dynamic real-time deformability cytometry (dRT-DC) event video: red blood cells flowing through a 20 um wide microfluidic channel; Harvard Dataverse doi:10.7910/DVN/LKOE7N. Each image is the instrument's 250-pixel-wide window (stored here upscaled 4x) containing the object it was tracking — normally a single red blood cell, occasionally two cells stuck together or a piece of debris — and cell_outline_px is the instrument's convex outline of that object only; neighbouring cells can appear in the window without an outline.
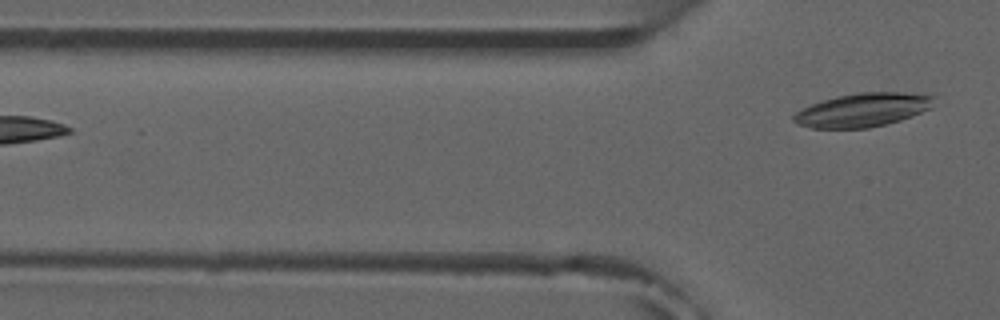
{"species": "common noctule bat (a hibernating species)", "species_latin": "Nyctalus noctula", "temperature_condition": "room temperature", "stored_images_in_passage": 6, "camera_frame_rate_fps": 3000, "um_per_image_px": 0.085, "animal": {"sex": "male", "forearm_length_mm": 52.5}, "frame": {"image": 1, "passage_image": 6, "time_ms": 6.0, "image_size_px": [1000, 320], "cell_outline_px": [[932, 108], [912, 116], [888, 124], [868, 128], [812, 128], [796, 124], [792, 120], [792, 116], [796, 112], [812, 104], [836, 96], [856, 92], [932, 92]], "centroid_in_image_um": [73.38, 9.33], "position_along_channel_um": 52.4, "area_um2": 27.86}}